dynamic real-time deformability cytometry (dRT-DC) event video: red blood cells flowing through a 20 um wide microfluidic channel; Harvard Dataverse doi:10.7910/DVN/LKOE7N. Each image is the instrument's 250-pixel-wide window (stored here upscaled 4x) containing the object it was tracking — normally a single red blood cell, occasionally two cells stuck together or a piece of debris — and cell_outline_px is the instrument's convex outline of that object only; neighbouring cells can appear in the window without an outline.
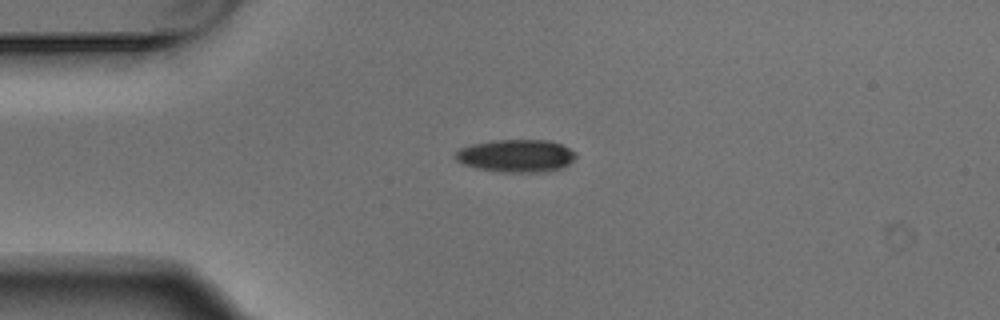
{"species": "Egyptian fruit bat (a non-hibernating species)", "species_latin": "Rousettus aegyptiacus", "temperature_condition": "warm", "stored_images_in_passage": 8, "camera_frame_rate_fps": 3000, "um_per_image_px": 0.085, "animal": {"sex": "male"}, "frame": {"image": 1, "passage_image": 3, "time_ms": 0.667, "image_size_px": [1000, 320], "cell_outline_px": [[576, 156], [568, 164], [560, 168], [536, 172], [504, 172], [480, 168], [464, 164], [456, 160], [452, 156], [460, 148], [472, 144], [496, 140], [548, 140], [560, 144], [576, 152]], "centroid_in_image_um": [43.85, 13.23], "position_along_channel_um": 41.2, "area_um2": 22.6}}
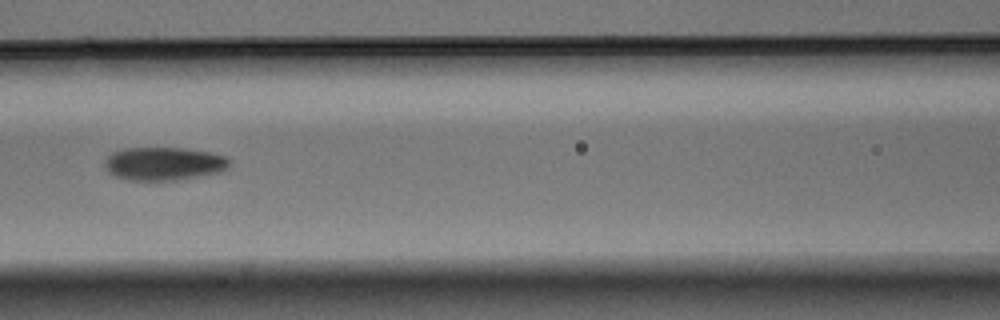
{"frame": {"image": 2, "passage_image": 6, "time_ms": 1.667, "image_size_px": [1000, 320], "cell_outline_px": [[232, 160], [228, 168], [220, 172], [176, 180], [128, 180], [116, 176], [108, 172], [104, 164], [104, 160], [112, 152], [124, 148], [184, 148], [208, 152], [228, 156]], "centroid_in_image_um": [13.95, 13.91], "position_along_channel_um": 152.7, "area_um2": 24.28}}
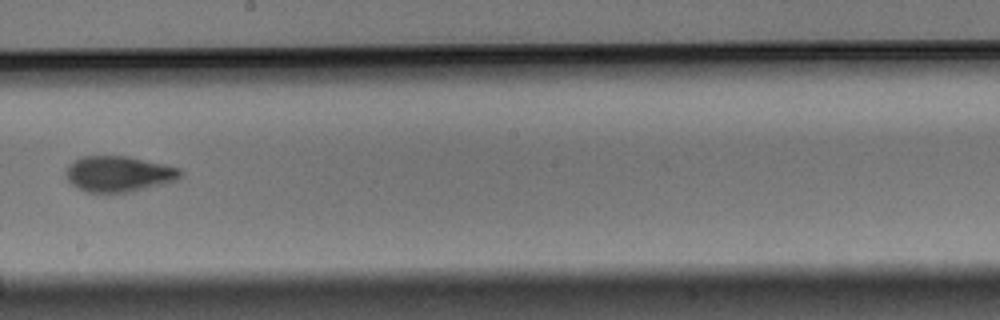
{"frame": {"image": 3, "passage_image": 8, "time_ms": 2.333, "image_size_px": [1000, 320], "cell_outline_px": [[184, 176], [176, 180], [128, 192], [88, 192], [72, 184], [68, 180], [64, 172], [68, 164], [80, 156], [128, 156], [180, 168]], "centroid_in_image_um": [10.07, 14.76], "position_along_channel_um": 238.1, "area_um2": 23.7}}